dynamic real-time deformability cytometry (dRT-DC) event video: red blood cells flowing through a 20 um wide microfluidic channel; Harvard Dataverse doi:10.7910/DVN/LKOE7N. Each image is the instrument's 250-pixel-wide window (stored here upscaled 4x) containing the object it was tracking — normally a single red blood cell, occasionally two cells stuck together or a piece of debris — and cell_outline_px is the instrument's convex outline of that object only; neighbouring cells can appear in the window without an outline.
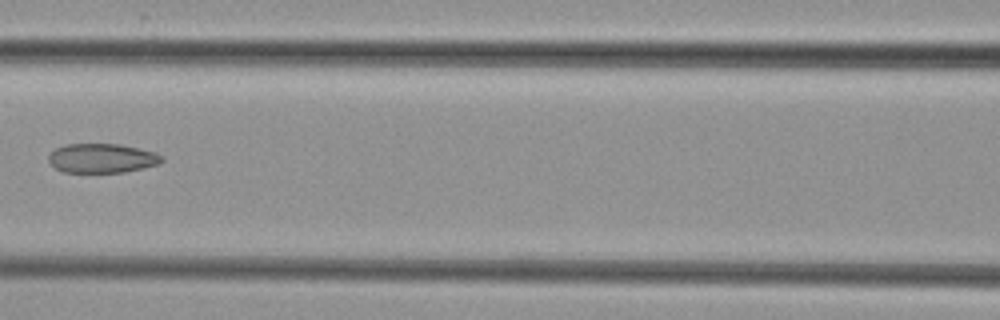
{"species": "common noctule bat (a hibernating species)", "species_latin": "Nyctalus noctula", "temperature_condition": "cold", "stored_images_in_passage": 6, "camera_frame_rate_fps": 3000, "um_per_image_px": 0.085, "animal": {"sex": "female", "body_mass_g": 29.2, "forearm_length_mm": 56.3}, "frame": {"image": 1, "passage_image": 6, "time_ms": 7.0, "image_size_px": [1000, 320], "cell_outline_px": [[164, 160], [156, 164], [144, 168], [124, 172], [64, 172], [56, 168], [48, 160], [48, 156], [56, 148], [64, 144], [120, 144], [156, 152], [164, 156]], "centroid_in_image_um": [8.69, 13.44], "position_along_channel_um": 157.9, "area_um2": 19.31}}